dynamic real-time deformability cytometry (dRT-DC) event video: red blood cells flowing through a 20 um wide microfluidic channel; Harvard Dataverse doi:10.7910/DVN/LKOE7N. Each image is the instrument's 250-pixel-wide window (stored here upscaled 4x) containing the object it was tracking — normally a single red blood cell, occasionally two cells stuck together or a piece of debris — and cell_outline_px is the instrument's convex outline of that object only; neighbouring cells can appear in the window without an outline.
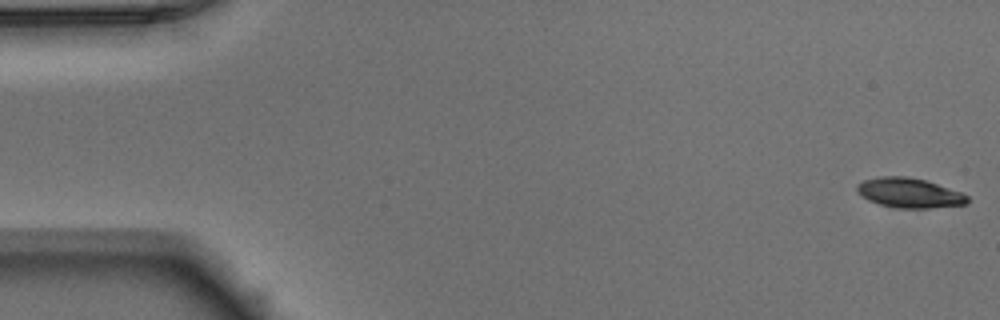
{"species": "Egyptian fruit bat (a non-hibernating species)", "species_latin": "Rousettus aegyptiacus", "temperature_condition": "warm", "stored_images_in_passage": 51, "camera_frame_rate_fps": 3000, "um_per_image_px": 0.085, "animal": {"sex": "male"}, "frame": {"image": 1, "passage_image": 1, "time_ms": 0.0, "image_size_px": [1000, 320], "cell_outline_px": [[968, 204], [932, 208], [896, 208], [880, 204], [868, 200], [856, 188], [856, 184], [864, 180], [880, 176], [908, 176], [924, 180], [960, 192], [968, 196]], "centroid_in_image_um": [77.3, 16.4], "position_along_channel_um": 7.7, "area_um2": 18.96}}
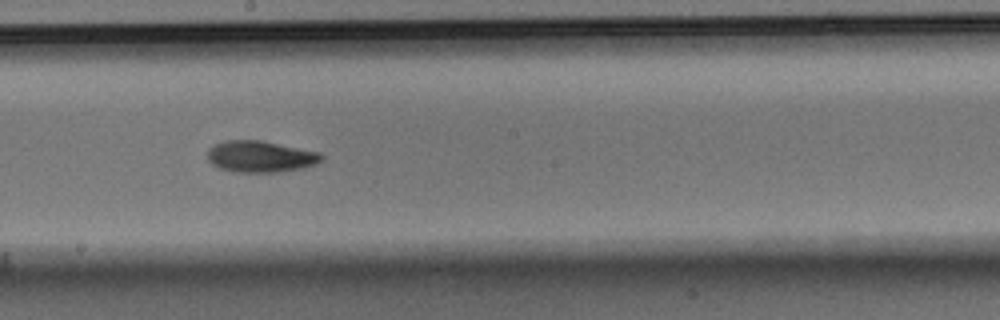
{"frame": {"image": 2, "passage_image": 28, "time_ms": 9.0, "image_size_px": [1000, 320], "cell_outline_px": [[324, 160], [316, 164], [304, 168], [280, 172], [236, 172], [220, 168], [212, 164], [208, 160], [208, 148], [212, 144], [224, 140], [260, 140], [320, 152], [324, 156]], "centroid_in_image_um": [22.15, 13.3], "position_along_channel_um": 226.1, "area_um2": 21.15}}
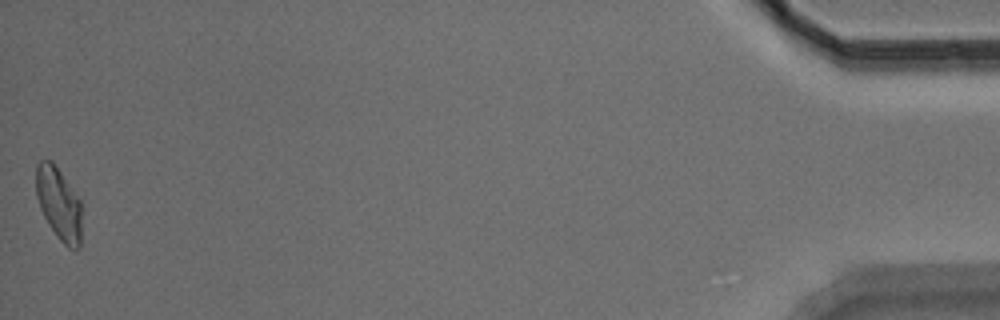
{"frame": {"image": 3, "passage_image": 51, "time_ms": 16.667, "image_size_px": [1000, 320], "cell_outline_px": [[80, 248], [76, 252], [68, 248], [56, 236], [48, 224], [40, 208], [36, 196], [36, 164], [40, 160], [52, 160], [80, 200]], "centroid_in_image_um": [4.98, 17.33], "position_along_channel_um": 430.2, "area_um2": 19.31}, "authors_computed_cell_mechanics": {"area_um2": 19.652, "velocity_mm_per_s": 3.9362, "shape_relaxation_time_tau1_ms": 6.6804, "shape_relaxation_time_tau2_ms": 3.5926, "deformation_change_tau1": 0.1843, "deformation_change_tau2": 0.0897}}